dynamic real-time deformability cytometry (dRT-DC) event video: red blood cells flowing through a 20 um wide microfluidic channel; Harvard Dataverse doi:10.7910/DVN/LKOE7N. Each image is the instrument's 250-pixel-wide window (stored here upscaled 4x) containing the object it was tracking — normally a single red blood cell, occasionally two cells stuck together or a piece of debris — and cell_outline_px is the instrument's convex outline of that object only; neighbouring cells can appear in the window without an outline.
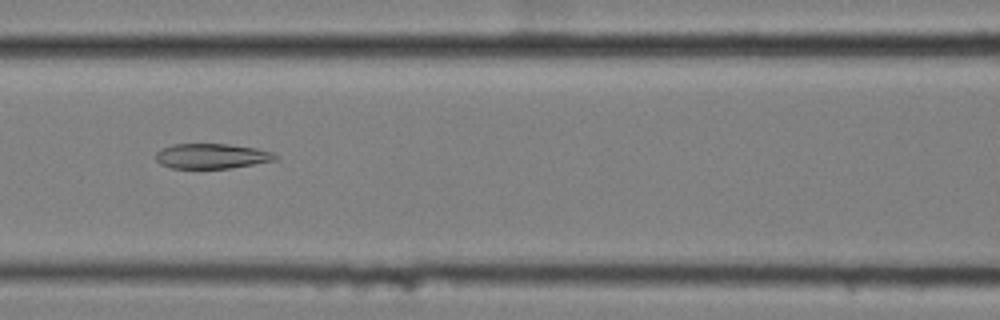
{"species": "common noctule bat (a hibernating species)", "species_latin": "Nyctalus noctula", "temperature_condition": "cold", "stored_images_in_passage": 8, "camera_frame_rate_fps": 3000, "um_per_image_px": 0.085, "animal": {"sex": "female", "body_mass_g": 25.1}, "frame": {"image": 1, "passage_image": 5, "time_ms": 1.333, "image_size_px": [1000, 320], "cell_outline_px": [[280, 156], [276, 160], [228, 168], [172, 168], [160, 164], [156, 160], [156, 152], [172, 144], [228, 144], [256, 148], [272, 152]], "centroid_in_image_um": [18.0, 13.26], "position_along_channel_um": 148.6, "area_um2": 17.34}}
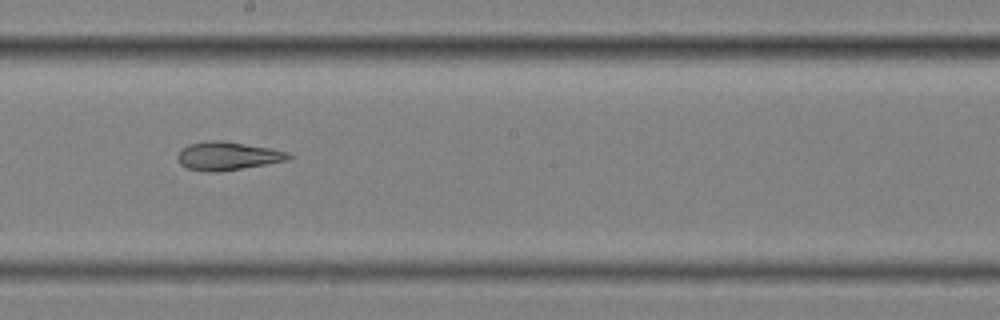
{"frame": {"image": 2, "passage_image": 7, "time_ms": 2.0, "image_size_px": [1000, 320], "cell_outline_px": [[296, 156], [288, 160], [220, 172], [208, 172], [188, 168], [180, 164], [176, 160], [176, 156], [180, 148], [188, 144], [204, 140], [224, 140], [272, 148], [292, 152]], "centroid_in_image_um": [19.36, 13.24], "position_along_channel_um": 228.8, "area_um2": 18.9}}
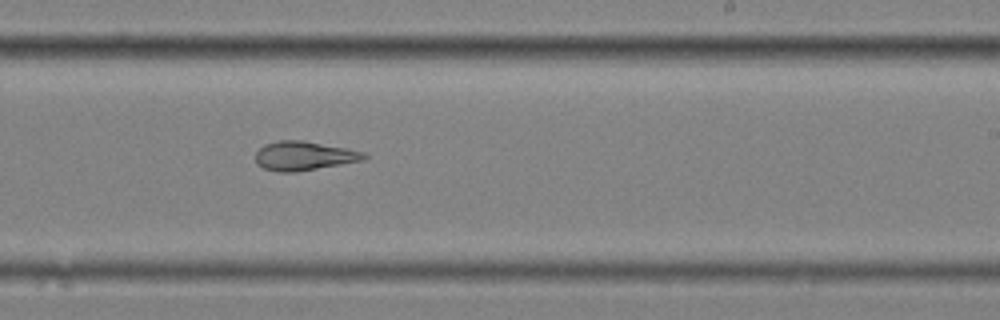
{"frame": {"image": 3, "passage_image": 8, "time_ms": 2.333, "image_size_px": [1000, 320], "cell_outline_px": [[368, 156], [364, 160], [296, 172], [276, 172], [264, 168], [256, 164], [256, 152], [264, 144], [276, 140], [304, 140], [348, 148], [364, 152]], "centroid_in_image_um": [25.83, 13.24], "position_along_channel_um": 263.2, "area_um2": 18.55}}